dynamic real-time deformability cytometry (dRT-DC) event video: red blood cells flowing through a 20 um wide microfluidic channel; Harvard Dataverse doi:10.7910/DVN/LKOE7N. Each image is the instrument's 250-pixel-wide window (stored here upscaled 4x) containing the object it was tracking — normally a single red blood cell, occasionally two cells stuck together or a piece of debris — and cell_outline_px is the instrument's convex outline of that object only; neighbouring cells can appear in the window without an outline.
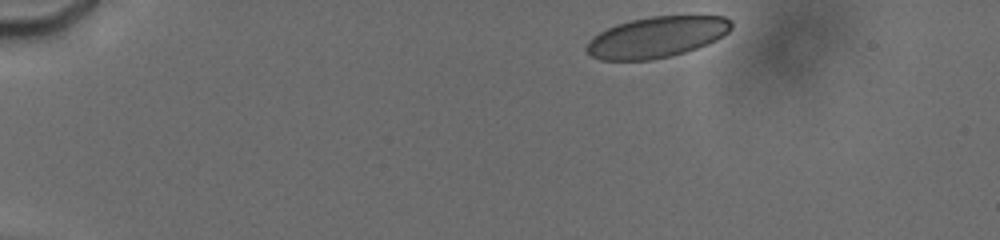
{"species": "human", "species_latin": "Homo sapiens", "temperature_condition": "cold", "stored_images_in_passage": 22, "camera_frame_rate_fps": 3000, "um_per_image_px": 0.085, "donor": {"sex": "male"}, "frame": {"image": 1, "passage_image": 1, "time_ms": 0.0, "image_size_px": [1000, 240], "cell_outline_px": [[732, 28], [728, 32], [716, 40], [696, 48], [672, 56], [652, 60], [600, 60], [592, 56], [584, 48], [588, 40], [592, 36], [616, 24], [632, 20], [652, 16], [724, 16], [732, 20]], "centroid_in_image_um": [55.8, 3.16], "position_along_channel_um": 29.2, "area_um2": 34.56}}
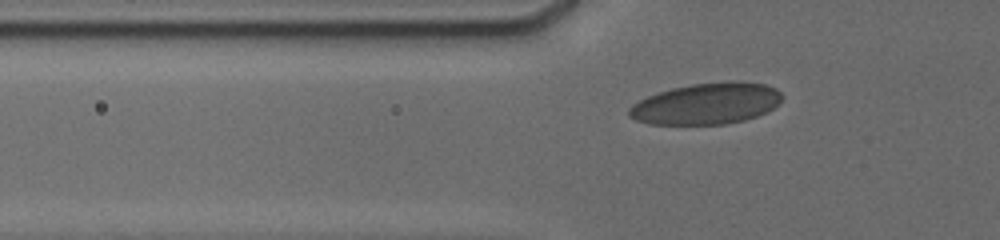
{"frame": {"image": 2, "passage_image": 16, "time_ms": 3.333, "image_size_px": [1000, 240], "cell_outline_px": [[784, 96], [772, 108], [756, 116], [744, 120], [724, 124], [648, 124], [636, 120], [628, 116], [628, 108], [632, 104], [648, 96], [672, 88], [692, 84], [728, 80], [740, 80], [764, 84], [776, 88]], "centroid_in_image_um": [60.04, 8.79], "position_along_channel_um": 65.8, "area_um2": 36.88}}
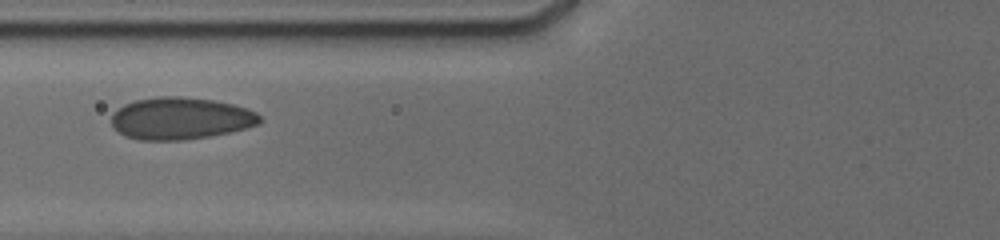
{"frame": {"image": 3, "passage_image": 21, "time_ms": 4.667, "image_size_px": [1000, 240], "cell_outline_px": [[264, 120], [260, 124], [228, 132], [208, 136], [180, 140], [140, 140], [124, 136], [112, 124], [112, 112], [124, 104], [136, 100], [156, 96], [180, 96], [212, 100], [232, 104], [248, 108], [256, 112]], "centroid_in_image_um": [15.35, 10.05], "position_along_channel_um": 110.5, "area_um2": 36.36}}